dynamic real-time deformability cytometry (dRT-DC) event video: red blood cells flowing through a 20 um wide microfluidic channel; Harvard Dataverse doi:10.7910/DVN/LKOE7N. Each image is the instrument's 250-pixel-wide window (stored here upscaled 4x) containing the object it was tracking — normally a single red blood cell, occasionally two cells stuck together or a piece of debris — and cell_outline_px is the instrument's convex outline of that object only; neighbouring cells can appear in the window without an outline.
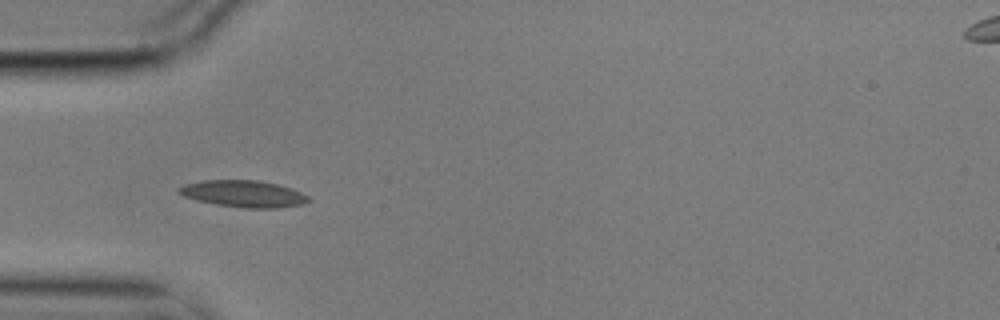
{"species": "common noctule bat (a hibernating species)", "species_latin": "Nyctalus noctula", "temperature_condition": "cold", "stored_images_in_passage": 6, "camera_frame_rate_fps": 3000, "um_per_image_px": 0.085, "animal": {"sex": "male", "body_mass_g": 17.9}, "frame": {"image": 1, "passage_image": 4, "time_ms": 1.0, "image_size_px": [1000, 320], "cell_outline_px": [[308, 200], [304, 204], [276, 208], [244, 208], [216, 204], [196, 200], [184, 196], [176, 192], [176, 188], [184, 184], [204, 180], [256, 180], [276, 184], [300, 192], [308, 196]], "centroid_in_image_um": [20.63, 16.47], "position_along_channel_um": 64.4, "area_um2": 20.06}}
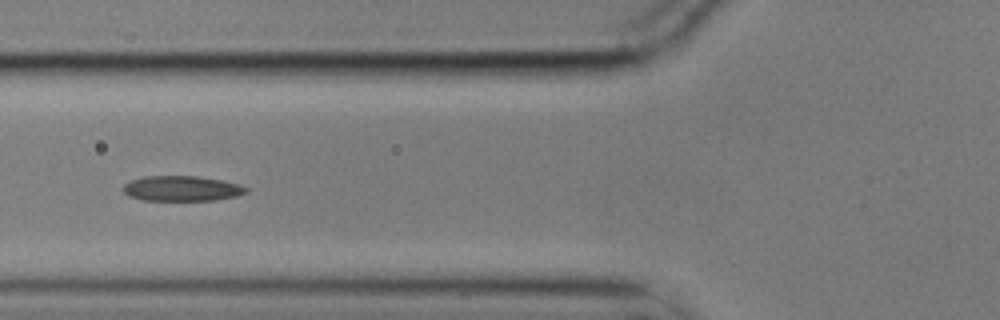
{"frame": {"image": 2, "passage_image": 5, "time_ms": 1.333, "image_size_px": [1000, 320], "cell_outline_px": [[248, 192], [236, 196], [212, 200], [144, 200], [128, 196], [120, 188], [128, 180], [144, 176], [200, 176], [240, 184], [248, 188]], "centroid_in_image_um": [15.4, 16.01], "position_along_channel_um": 110.4, "area_um2": 18.21}}
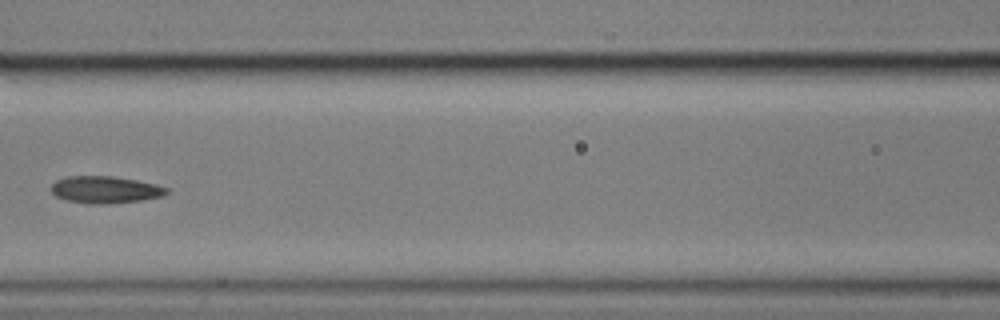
{"frame": {"image": 3, "passage_image": 6, "time_ms": 1.667, "image_size_px": [1000, 320], "cell_outline_px": [[168, 192], [164, 196], [144, 200], [108, 204], [88, 204], [68, 200], [56, 196], [52, 192], [52, 184], [56, 180], [64, 176], [112, 176], [136, 180], [156, 184], [168, 188]], "centroid_in_image_um": [8.96, 16.12], "position_along_channel_um": 157.6, "area_um2": 18.32}}